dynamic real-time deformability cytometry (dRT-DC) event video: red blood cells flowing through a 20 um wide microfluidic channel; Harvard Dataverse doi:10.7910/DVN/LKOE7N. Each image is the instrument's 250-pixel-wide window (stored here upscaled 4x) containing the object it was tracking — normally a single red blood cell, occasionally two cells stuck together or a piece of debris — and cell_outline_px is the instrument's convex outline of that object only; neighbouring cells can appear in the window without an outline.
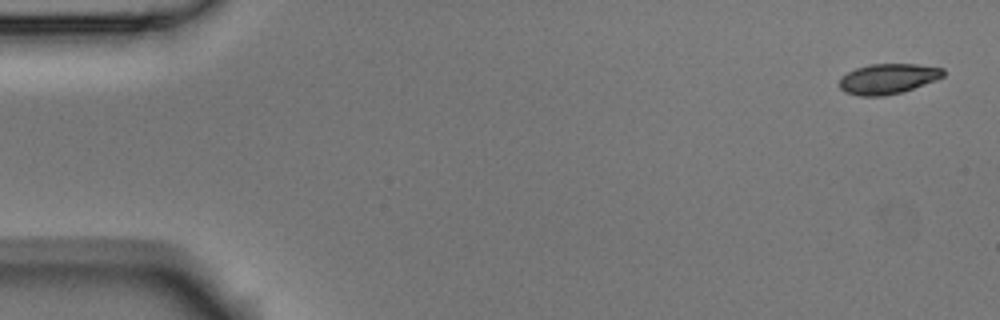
{"species": "Egyptian fruit bat (a non-hibernating species)", "species_latin": "Rousettus aegyptiacus", "temperature_condition": "room temperature", "stored_images_in_passage": 5, "camera_frame_rate_fps": 3000, "um_per_image_px": 0.085, "animal": {"sex": "male"}, "frame": {"image": 1, "passage_image": 1, "time_ms": 0.0, "image_size_px": [1000, 320], "cell_outline_px": [[944, 76], [936, 80], [904, 92], [884, 96], [860, 96], [844, 92], [840, 88], [840, 76], [856, 68], [868, 64], [916, 64], [944, 68]], "centroid_in_image_um": [75.48, 6.7], "position_along_channel_um": 9.5, "area_um2": 18.5}}
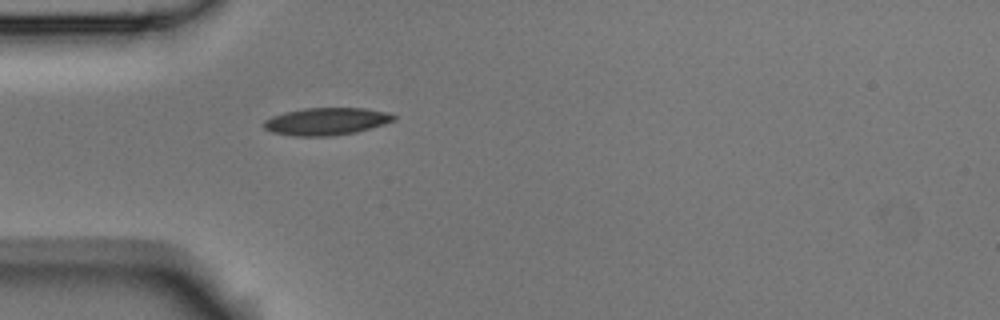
{"frame": {"image": 2, "passage_image": 5, "time_ms": 1.333, "image_size_px": [1000, 320], "cell_outline_px": [[396, 120], [384, 124], [356, 132], [332, 136], [292, 136], [272, 132], [264, 128], [264, 120], [272, 116], [284, 112], [304, 108], [364, 108], [388, 112], [396, 116]], "centroid_in_image_um": [27.74, 10.32], "position_along_channel_um": 57.3, "area_um2": 20.81}}